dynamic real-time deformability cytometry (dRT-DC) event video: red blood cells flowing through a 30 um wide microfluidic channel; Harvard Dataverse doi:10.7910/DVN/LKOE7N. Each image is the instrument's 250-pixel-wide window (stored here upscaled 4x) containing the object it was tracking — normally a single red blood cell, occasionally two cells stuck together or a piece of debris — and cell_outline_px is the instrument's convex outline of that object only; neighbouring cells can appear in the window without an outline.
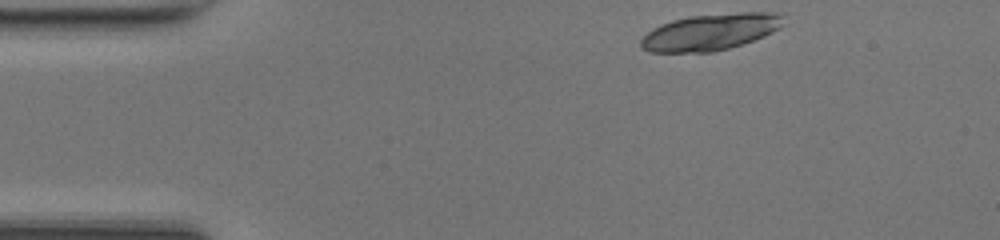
{"species": "common noctule bat (a hibernating species)", "species_latin": "Nyctalus noctula", "temperature_condition": "room temperature", "stored_images_in_passage": 42, "camera_frame_rate_fps": 3000, "um_per_image_px": 0.085, "animal": {"sex": "female", "body_mass_g": 17.0, "forearm_length_mm": 48.0}, "frame": {"image": 1, "passage_image": 1, "time_ms": 0.0, "image_size_px": [1000, 240], "cell_outline_px": [[784, 24], [780, 28], [764, 36], [728, 48], [712, 52], [648, 52], [640, 44], [640, 40], [652, 28], [660, 24], [672, 20], [688, 16], [740, 12], [776, 12], [780, 16]], "centroid_in_image_um": [60.36, 2.71], "position_along_channel_um": 24.6, "area_um2": 30.17}, "authors_computed_cell_mechanics": {"area_um2": 18.1492, "velocity_mm_per_s": 4.2356, "shape_relaxation_time_tau1_ms": 1.3453, "shape_relaxation_time_tau2_ms": 4.1534, "deformation_change_tau1": 0.0861, "deformation_change_tau2": 0.0798}}